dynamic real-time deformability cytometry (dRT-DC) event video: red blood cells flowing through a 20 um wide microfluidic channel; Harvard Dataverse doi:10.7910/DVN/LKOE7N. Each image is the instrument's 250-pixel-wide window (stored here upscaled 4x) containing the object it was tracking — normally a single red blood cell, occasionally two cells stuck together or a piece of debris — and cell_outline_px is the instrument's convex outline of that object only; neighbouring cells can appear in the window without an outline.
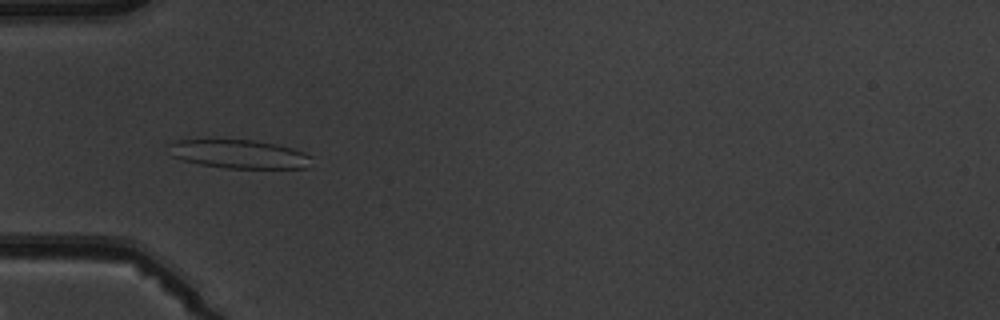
{"species": "common noctule bat (a hibernating species)", "species_latin": "Nyctalus noctula", "temperature_condition": "warm", "stored_images_in_passage": 6, "camera_frame_rate_fps": 3000, "um_per_image_px": 0.085, "animal": {"sex": "male", "body_mass_g": 19.5, "forearm_length_mm": 54.6}, "frame": {"image": 1, "passage_image": 4, "time_ms": 4.333, "image_size_px": [1000, 320], "cell_outline_px": [[312, 156], [308, 168], [224, 168], [200, 164], [184, 160], [172, 156], [168, 144], [176, 140], [252, 140], [276, 144], [292, 148], [304, 152]], "centroid_in_image_um": [20.35, 13.1], "position_along_channel_um": 64.7, "area_um2": 23.7}}